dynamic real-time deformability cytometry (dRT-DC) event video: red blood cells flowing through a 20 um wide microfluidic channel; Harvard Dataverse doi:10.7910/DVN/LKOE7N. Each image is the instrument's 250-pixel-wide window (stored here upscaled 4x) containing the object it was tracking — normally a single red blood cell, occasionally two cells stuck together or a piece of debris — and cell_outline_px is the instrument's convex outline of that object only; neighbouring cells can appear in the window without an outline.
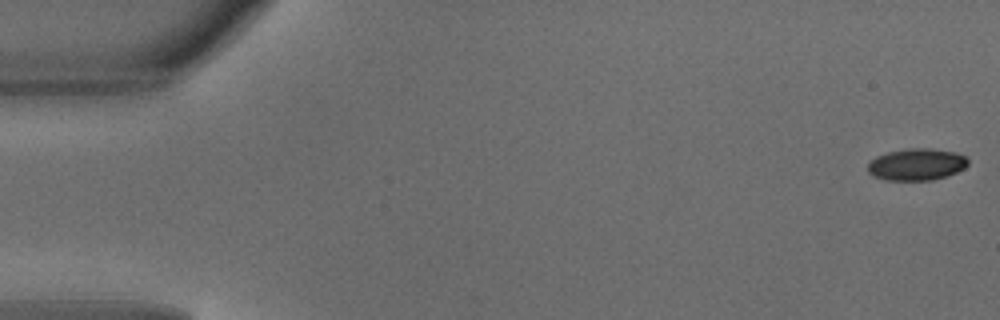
{"species": "common noctule bat (a hibernating species)", "species_latin": "Nyctalus noctula", "temperature_condition": "warm", "stored_images_in_passage": 49, "camera_frame_rate_fps": 3000, "um_per_image_px": 0.085, "animal": {"sex": "male", "body_mass_g": 18.8}, "frame": {"image": 1, "passage_image": 1, "time_ms": 0.0, "image_size_px": [1000, 320], "cell_outline_px": [[968, 164], [964, 168], [948, 176], [932, 180], [888, 180], [872, 176], [868, 172], [868, 164], [876, 156], [888, 152], [908, 148], [932, 148], [956, 152], [964, 156], [968, 160]], "centroid_in_image_um": [77.92, 13.97], "position_along_channel_um": 7.1, "area_um2": 18.67}}
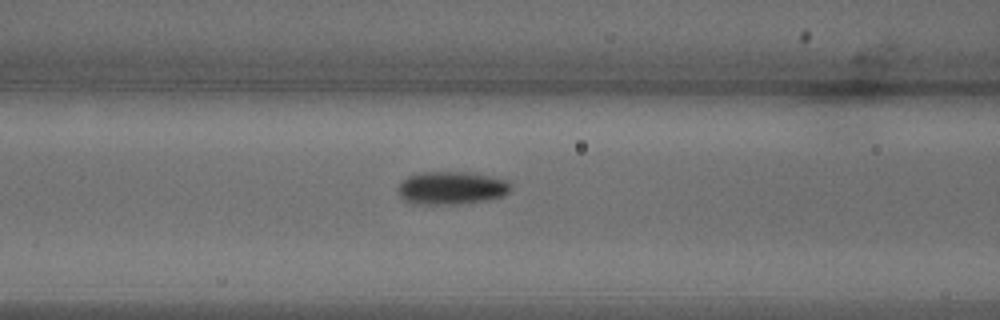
{"frame": {"image": 2, "passage_image": 20, "time_ms": 6.333, "image_size_px": [1000, 320], "cell_outline_px": [[512, 188], [504, 196], [488, 200], [456, 204], [412, 204], [404, 200], [396, 192], [396, 188], [400, 180], [408, 176], [420, 172], [472, 172], [492, 176], [508, 180], [512, 184]], "centroid_in_image_um": [38.36, 15.97], "position_along_channel_um": 128.2, "area_um2": 22.25}}
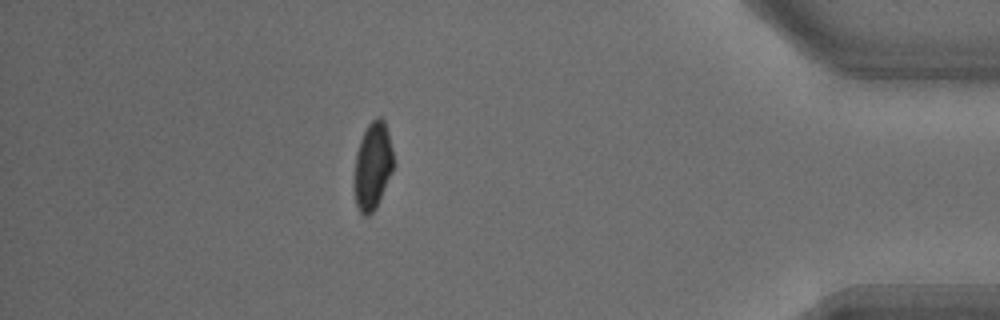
{"frame": {"image": 3, "passage_image": 43, "time_ms": 14.0, "image_size_px": [1000, 320], "cell_outline_px": [[392, 172], [376, 208], [368, 216], [364, 216], [360, 212], [356, 204], [352, 184], [352, 176], [356, 152], [360, 140], [368, 124], [376, 116], [380, 116], [384, 120], [388, 132], [392, 148]], "centroid_in_image_um": [31.63, 14.12], "position_along_channel_um": 403.6, "area_um2": 20.29}, "authors_computed_cell_mechanics": {"area_um2": 20.519, "velocity_mm_per_s": 4.1617, "shape_relaxation_time_tau1_ms": 3.4485, "shape_relaxation_time_tau2_ms": 1.0331, "deformation_change_tau1": 0.1528, "deformation_change_tau2": 0.0469}}